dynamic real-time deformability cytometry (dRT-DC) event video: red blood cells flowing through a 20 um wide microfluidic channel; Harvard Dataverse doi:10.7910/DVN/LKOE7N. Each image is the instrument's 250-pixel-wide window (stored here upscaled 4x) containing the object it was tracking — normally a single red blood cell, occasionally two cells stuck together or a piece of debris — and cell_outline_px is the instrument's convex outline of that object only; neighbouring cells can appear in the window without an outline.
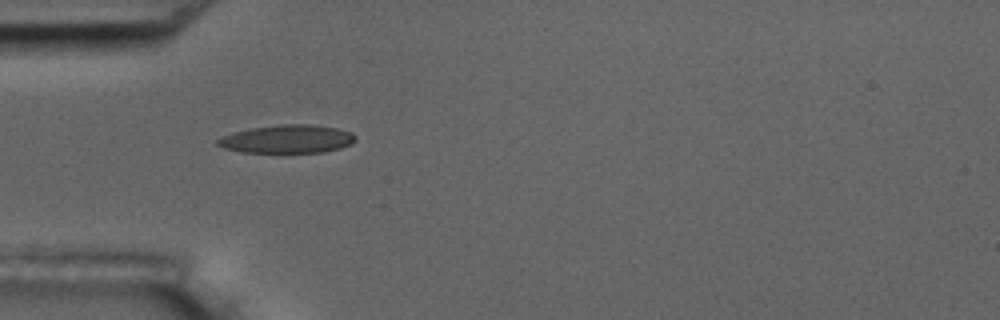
{"species": "common noctule bat (a hibernating species)", "species_latin": "Nyctalus noctula", "temperature_condition": "room temperature", "stored_images_in_passage": 2, "camera_frame_rate_fps": 3000, "um_per_image_px": 0.085, "animal": {"sex": "male", "body_mass_g": 17.5, "forearm_length_mm": 52.3}, "frame": {"image": 1, "passage_image": 1, "time_ms": 0.0, "image_size_px": [1000, 320], "cell_outline_px": [[356, 140], [352, 144], [340, 148], [324, 152], [240, 152], [224, 148], [216, 144], [216, 140], [220, 136], [252, 128], [280, 124], [312, 124], [336, 128], [352, 132], [356, 136]], "centroid_in_image_um": [24.44, 11.81], "position_along_channel_um": 60.6, "area_um2": 22.72}}